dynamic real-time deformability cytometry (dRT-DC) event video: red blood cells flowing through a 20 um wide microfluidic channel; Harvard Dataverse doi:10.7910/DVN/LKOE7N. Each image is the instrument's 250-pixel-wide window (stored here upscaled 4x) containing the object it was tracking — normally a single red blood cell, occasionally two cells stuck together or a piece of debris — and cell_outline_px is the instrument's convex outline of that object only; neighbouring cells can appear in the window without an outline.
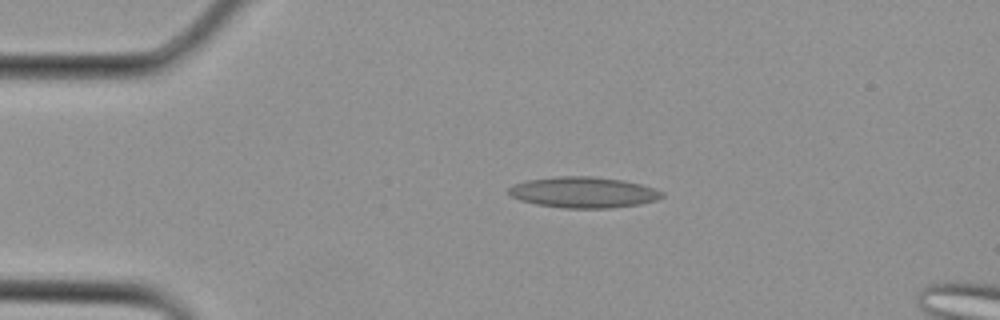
{"species": "Egyptian fruit bat (a non-hibernating species)", "species_latin": "Rousettus aegyptiacus", "temperature_condition": "cold", "stored_images_in_passage": 3, "camera_frame_rate_fps": 3000, "um_per_image_px": 0.085, "animal": {"sex": "female"}, "frame": {"image": 1, "passage_image": 2, "time_ms": 0.333, "image_size_px": [1000, 320], "cell_outline_px": [[664, 196], [656, 200], [640, 204], [612, 208], [564, 208], [536, 204], [520, 200], [512, 196], [508, 192], [508, 188], [512, 184], [528, 180], [556, 176], [592, 176], [620, 180], [640, 184], [664, 192]], "centroid_in_image_um": [49.57, 16.35], "position_along_channel_um": 35.4, "area_um2": 27.57}}